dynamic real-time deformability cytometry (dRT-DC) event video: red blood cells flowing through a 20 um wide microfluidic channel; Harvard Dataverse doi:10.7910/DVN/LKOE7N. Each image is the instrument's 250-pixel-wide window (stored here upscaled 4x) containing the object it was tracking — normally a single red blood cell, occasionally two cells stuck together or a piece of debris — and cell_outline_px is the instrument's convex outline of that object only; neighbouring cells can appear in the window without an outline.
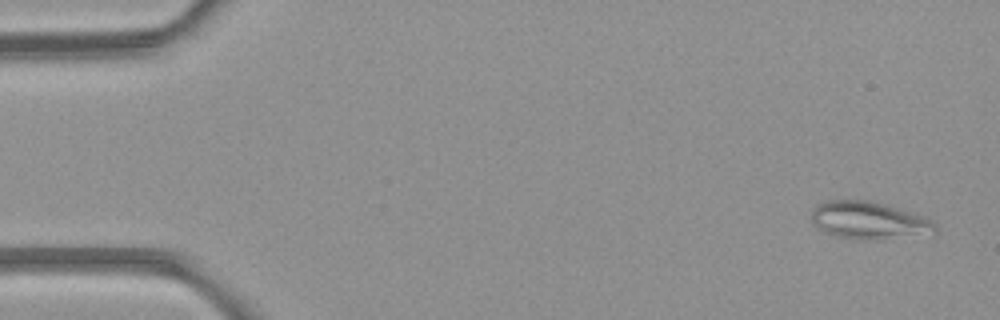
{"species": "common noctule bat (a hibernating species)", "species_latin": "Nyctalus noctula", "temperature_condition": "room temperature", "stored_images_in_passage": 4, "camera_frame_rate_fps": 3000, "um_per_image_px": 0.085, "animal": {"sex": "female", "body_mass_g": 21.9}, "frame": {"image": 1, "passage_image": 1, "time_ms": 0.0, "image_size_px": [1000, 320], "cell_outline_px": [[936, 232], [868, 240], [856, 240], [836, 236], [824, 232], [812, 224], [812, 212], [816, 204], [824, 200], [868, 200], [884, 204], [928, 216], [936, 224]], "centroid_in_image_um": [73.82, 18.71], "position_along_channel_um": 11.2, "area_um2": 27.11}}